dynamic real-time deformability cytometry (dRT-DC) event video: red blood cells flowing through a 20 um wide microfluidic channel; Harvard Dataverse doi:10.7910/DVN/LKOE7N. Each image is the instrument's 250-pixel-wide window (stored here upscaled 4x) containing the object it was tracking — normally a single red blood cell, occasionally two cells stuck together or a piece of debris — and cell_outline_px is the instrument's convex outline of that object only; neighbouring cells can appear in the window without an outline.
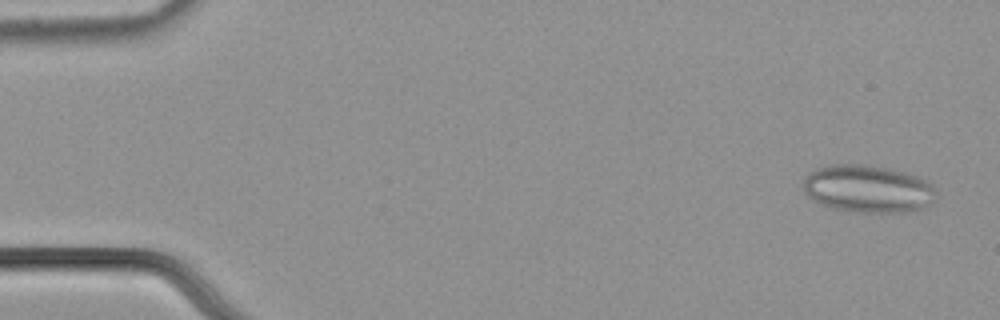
{"species": "common noctule bat (a hibernating species)", "species_latin": "Nyctalus noctula", "temperature_condition": "cold", "stored_images_in_passage": 57, "camera_frame_rate_fps": 3000, "um_per_image_px": 0.085, "animal": {"sex": "male", "body_mass_g": 21.5, "forearm_length_mm": 52.0}, "frame": {"image": 1, "passage_image": 3, "time_ms": 0.667, "image_size_px": [1000, 320], "cell_outline_px": [[936, 200], [928, 208], [908, 212], [868, 212], [832, 208], [812, 200], [804, 192], [804, 180], [816, 168], [828, 164], [864, 164], [888, 168], [908, 172], [932, 184], [936, 192]], "centroid_in_image_um": [73.83, 16.05], "position_along_channel_um": 11.2, "area_um2": 37.05}}
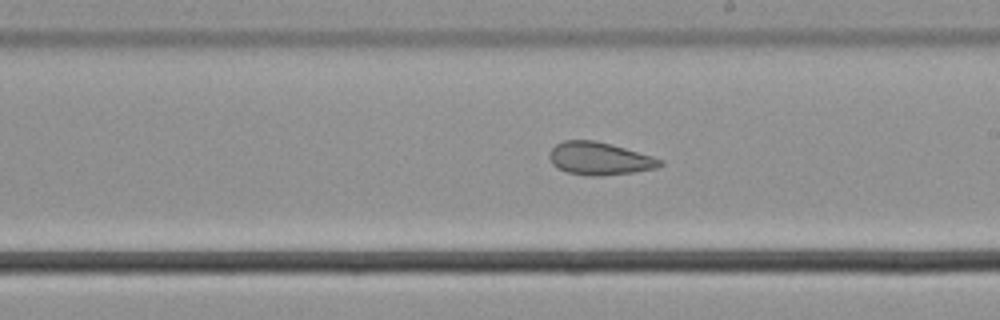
{"frame": {"image": 2, "passage_image": 33, "time_ms": 10.667, "image_size_px": [1000, 320], "cell_outline_px": [[664, 164], [656, 168], [632, 172], [600, 176], [584, 176], [568, 172], [552, 164], [548, 156], [552, 148], [556, 144], [564, 140], [596, 140], [612, 144], [652, 156], [664, 160]], "centroid_in_image_um": [50.96, 13.47], "position_along_channel_um": 238.0, "area_um2": 21.15}}
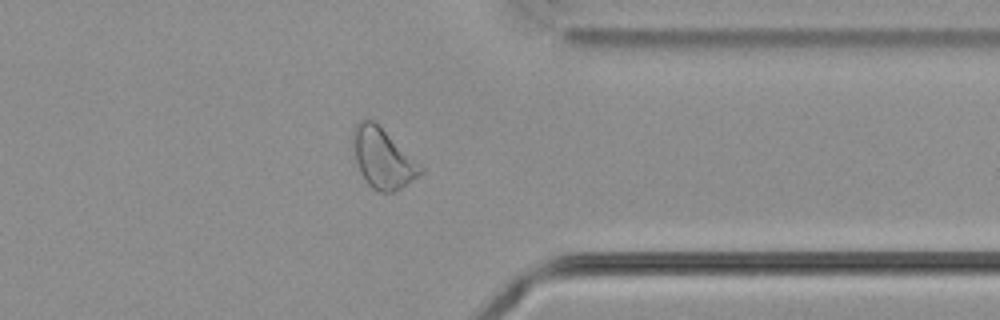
{"frame": {"image": 3, "passage_image": 45, "time_ms": 14.667, "image_size_px": [1000, 320], "cell_outline_px": [[424, 172], [400, 188], [392, 192], [380, 192], [372, 188], [368, 184], [360, 172], [356, 160], [352, 144], [352, 132], [356, 124], [364, 116], [372, 120], [420, 164], [424, 168]], "centroid_in_image_um": [32.5, 13.44], "position_along_channel_um": 378.9, "area_um2": 23.18}, "authors_computed_cell_mechanics": {"area_um2": 25.5476, "velocity_mm_per_s": 3.6786, "shape_relaxation_time_tau1_ms": null, "shape_relaxation_time_tau2_ms": 2.1481, "deformation_change_tau1": null, "deformation_change_tau2": 0.0881}}